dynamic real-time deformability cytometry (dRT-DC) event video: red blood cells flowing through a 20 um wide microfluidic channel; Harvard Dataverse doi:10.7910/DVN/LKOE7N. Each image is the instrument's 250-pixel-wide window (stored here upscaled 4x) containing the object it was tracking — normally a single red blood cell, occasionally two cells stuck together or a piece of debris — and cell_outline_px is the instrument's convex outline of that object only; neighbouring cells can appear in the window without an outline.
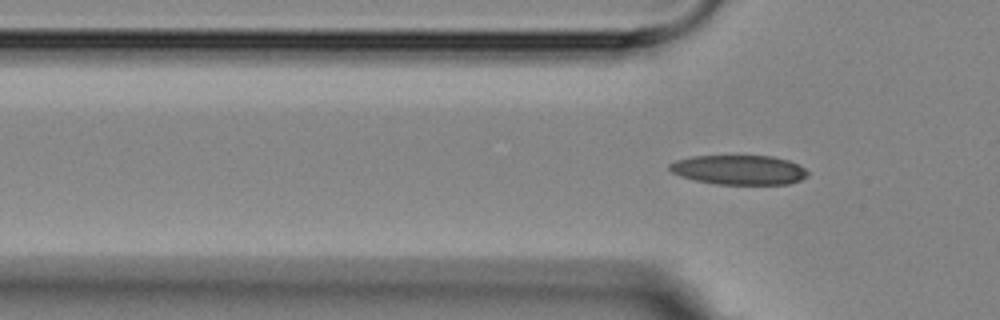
{"species": "Egyptian fruit bat (a non-hibernating species)", "species_latin": "Rousettus aegyptiacus", "temperature_condition": "room temperature", "stored_images_in_passage": 4, "camera_frame_rate_fps": 3000, "um_per_image_px": 0.085, "animal": {"sex": "female"}, "frame": {"image": 1, "passage_image": 4, "time_ms": 3.333, "image_size_px": [1000, 320], "cell_outline_px": [[808, 176], [800, 180], [788, 184], [716, 184], [696, 180], [680, 176], [672, 172], [668, 168], [668, 164], [676, 160], [692, 156], [772, 156], [788, 160], [804, 168], [808, 172]], "centroid_in_image_um": [62.8, 14.44], "position_along_channel_um": 63.0, "area_um2": 23.7}}